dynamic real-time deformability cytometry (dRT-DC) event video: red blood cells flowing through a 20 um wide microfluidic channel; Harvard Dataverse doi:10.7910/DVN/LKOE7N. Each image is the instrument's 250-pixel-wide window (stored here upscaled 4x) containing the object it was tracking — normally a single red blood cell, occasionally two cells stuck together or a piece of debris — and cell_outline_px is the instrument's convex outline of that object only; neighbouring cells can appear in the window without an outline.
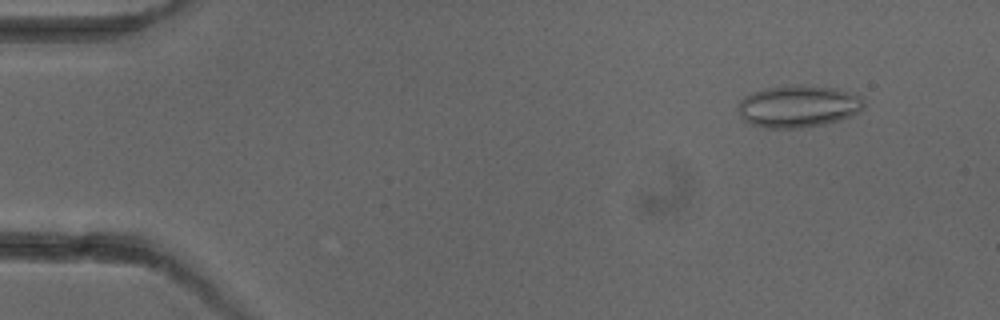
{"species": "common noctule bat (a hibernating species)", "species_latin": "Nyctalus noctula", "temperature_condition": "cold", "stored_images_in_passage": 5, "camera_frame_rate_fps": 3000, "um_per_image_px": 0.085, "animal": {"sex": "female"}, "frame": {"image": 1, "passage_image": 1, "time_ms": 0.0, "image_size_px": [1000, 320], "cell_outline_px": [[864, 108], [860, 112], [852, 116], [824, 124], [800, 128], [764, 128], [748, 124], [740, 116], [740, 100], [744, 96], [752, 92], [764, 88], [788, 84], [800, 84], [836, 88], [860, 96], [864, 100]], "centroid_in_image_um": [67.85, 9.03], "position_along_channel_um": 17.1, "area_um2": 31.27}}